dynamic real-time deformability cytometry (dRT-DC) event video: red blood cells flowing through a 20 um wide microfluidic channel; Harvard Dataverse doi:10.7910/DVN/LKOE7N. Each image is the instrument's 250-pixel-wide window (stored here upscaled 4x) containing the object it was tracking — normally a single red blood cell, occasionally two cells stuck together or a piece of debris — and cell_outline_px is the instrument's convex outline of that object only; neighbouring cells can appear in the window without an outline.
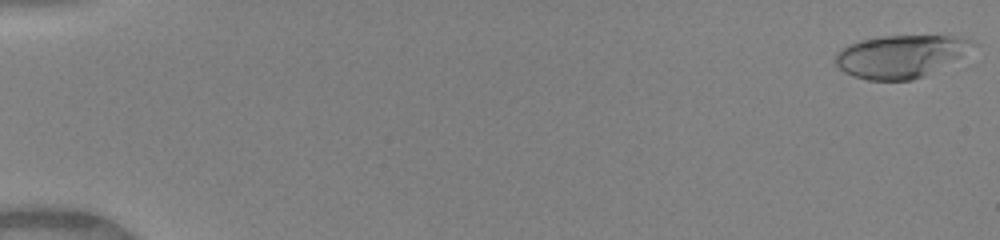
{"species": "human", "species_latin": "Homo sapiens", "temperature_condition": "warm", "stored_images_in_passage": 13, "camera_frame_rate_fps": 3000, "um_per_image_px": 0.085, "donor": {"sex": "female"}, "frame": {"image": 1, "passage_image": 1, "time_ms": 0.0, "image_size_px": [1000, 240], "cell_outline_px": [[972, 44], [956, 56], [924, 76], [912, 80], [868, 80], [852, 76], [844, 72], [836, 64], [836, 56], [840, 48], [848, 44], [860, 40], [884, 36], [952, 36], [972, 40]], "centroid_in_image_um": [76.37, 4.79], "position_along_channel_um": 8.6, "area_um2": 32.89}}
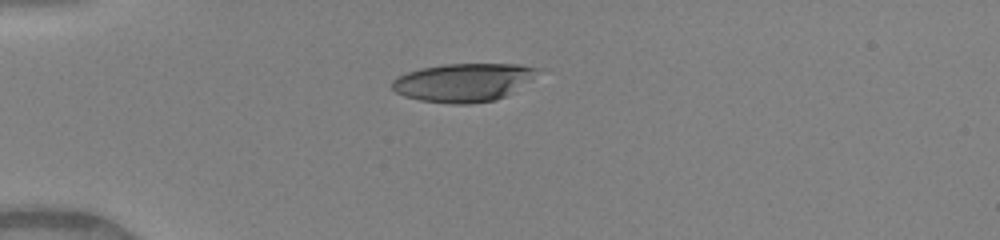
{"frame": {"image": 2, "passage_image": 11, "time_ms": 3.333, "image_size_px": [1000, 240], "cell_outline_px": [[540, 68], [504, 96], [496, 100], [468, 104], [452, 104], [420, 100], [404, 96], [396, 92], [392, 88], [392, 80], [408, 72], [420, 68], [444, 64], [520, 64]], "centroid_in_image_um": [39.27, 7.0], "position_along_channel_um": 45.7, "area_um2": 31.62}}